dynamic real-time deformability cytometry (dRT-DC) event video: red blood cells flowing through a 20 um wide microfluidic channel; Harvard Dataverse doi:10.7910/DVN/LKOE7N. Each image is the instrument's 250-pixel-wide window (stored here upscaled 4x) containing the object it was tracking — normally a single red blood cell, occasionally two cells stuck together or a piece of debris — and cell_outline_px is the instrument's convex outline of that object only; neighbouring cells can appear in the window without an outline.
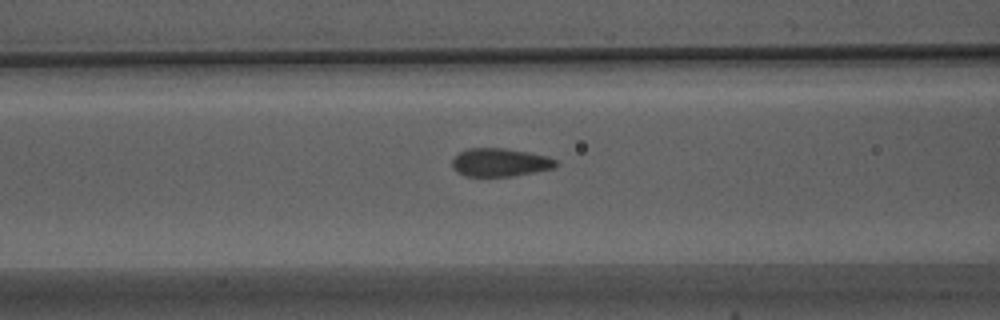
{"species": "Egyptian fruit bat (a non-hibernating species)", "species_latin": "Rousettus aegyptiacus", "temperature_condition": "warm", "stored_images_in_passage": 17, "camera_frame_rate_fps": 3000, "um_per_image_px": 0.085, "animal": {"sex": "male"}, "frame": {"image": 1, "passage_image": 15, "time_ms": 4.667, "image_size_px": [1000, 320], "cell_outline_px": [[556, 164], [552, 168], [512, 176], [464, 176], [452, 168], [452, 160], [460, 152], [468, 148], [504, 148], [528, 152], [548, 156], [556, 160]], "centroid_in_image_um": [42.46, 13.8], "position_along_channel_um": 124.1, "area_um2": 16.88}}